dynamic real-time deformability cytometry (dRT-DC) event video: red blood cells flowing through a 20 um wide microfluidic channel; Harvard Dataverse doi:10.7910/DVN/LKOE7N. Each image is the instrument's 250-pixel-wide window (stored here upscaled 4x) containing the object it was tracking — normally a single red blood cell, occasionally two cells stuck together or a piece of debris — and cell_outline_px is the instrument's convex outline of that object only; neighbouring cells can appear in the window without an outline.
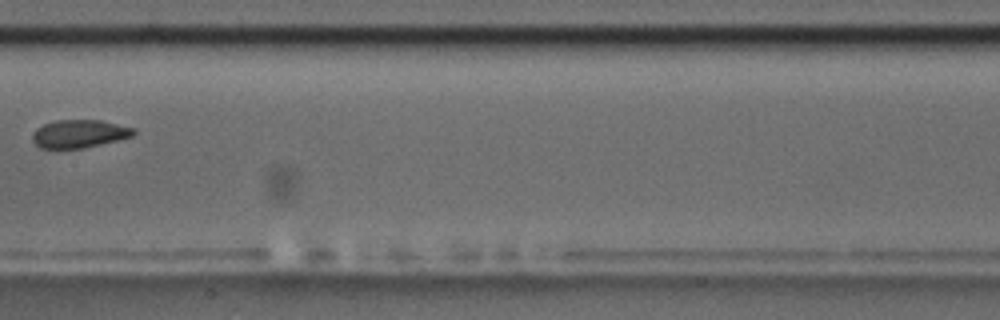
{"species": "common noctule bat (a hibernating species)", "species_latin": "Nyctalus noctula", "temperature_condition": "room temperature", "stored_images_in_passage": 8, "camera_frame_rate_fps": 3000, "um_per_image_px": 0.085, "animal": {"sex": "male", "body_mass_g": 17.5, "forearm_length_mm": 52.3}, "frame": {"image": 1, "passage_image": 7, "time_ms": 8.0, "image_size_px": [1000, 320], "cell_outline_px": [[136, 132], [132, 136], [84, 148], [40, 148], [32, 140], [32, 136], [44, 124], [56, 120], [100, 120], [136, 128]], "centroid_in_image_um": [6.77, 11.36], "position_along_channel_um": 200.6, "area_um2": 16.24}}
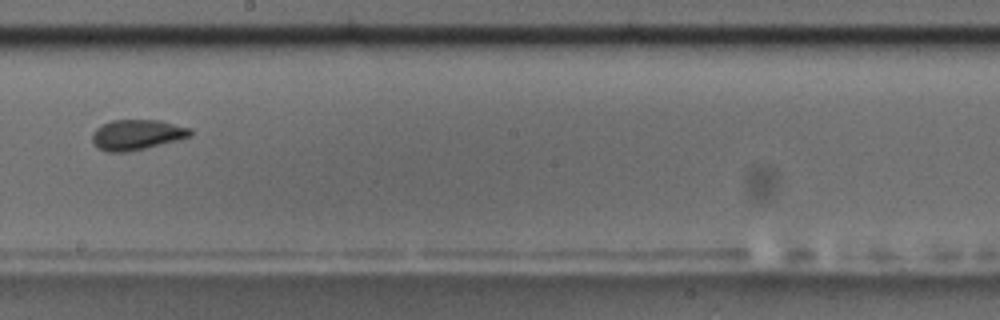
{"frame": {"image": 2, "passage_image": 8, "time_ms": 9.0, "image_size_px": [1000, 320], "cell_outline_px": [[192, 136], [180, 140], [128, 152], [108, 152], [96, 148], [92, 144], [92, 132], [96, 128], [112, 120], [160, 120], [192, 128]], "centroid_in_image_um": [11.64, 11.46], "position_along_channel_um": 236.6, "area_um2": 17.63}}